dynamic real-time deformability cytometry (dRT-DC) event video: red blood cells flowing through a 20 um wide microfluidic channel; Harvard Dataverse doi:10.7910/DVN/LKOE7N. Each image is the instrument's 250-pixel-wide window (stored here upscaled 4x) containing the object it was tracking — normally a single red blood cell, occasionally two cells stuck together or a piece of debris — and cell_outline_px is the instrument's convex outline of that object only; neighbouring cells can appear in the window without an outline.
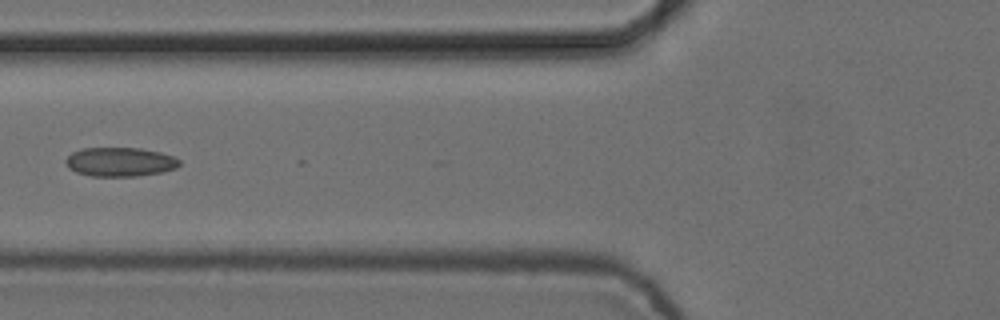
{"species": "common noctule bat (a hibernating species)", "species_latin": "Nyctalus noctula", "temperature_condition": "cold", "stored_images_in_passage": 6, "camera_frame_rate_fps": 3000, "um_per_image_px": 0.085, "animal": {"sex": "female", "body_mass_g": 24.6, "forearm_length_mm": 56.2}, "frame": {"image": 1, "passage_image": 5, "time_ms": 1.333, "image_size_px": [1000, 320], "cell_outline_px": [[180, 164], [176, 168], [160, 172], [136, 176], [92, 176], [76, 172], [68, 168], [64, 164], [64, 160], [72, 152], [80, 148], [140, 148], [160, 152], [172, 156], [180, 160]], "centroid_in_image_um": [10.15, 13.76], "position_along_channel_um": 115.6, "area_um2": 19.31}}
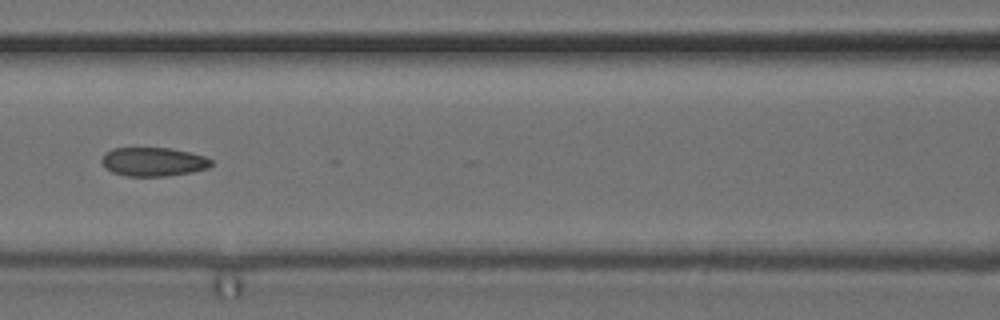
{"frame": {"image": 2, "passage_image": 6, "time_ms": 1.667, "image_size_px": [1000, 320], "cell_outline_px": [[212, 164], [208, 168], [192, 172], [168, 176], [128, 176], [112, 172], [100, 160], [112, 148], [172, 148], [192, 152], [204, 156], [212, 160]], "centroid_in_image_um": [13.09, 13.75], "position_along_channel_um": 153.5, "area_um2": 18.32}}